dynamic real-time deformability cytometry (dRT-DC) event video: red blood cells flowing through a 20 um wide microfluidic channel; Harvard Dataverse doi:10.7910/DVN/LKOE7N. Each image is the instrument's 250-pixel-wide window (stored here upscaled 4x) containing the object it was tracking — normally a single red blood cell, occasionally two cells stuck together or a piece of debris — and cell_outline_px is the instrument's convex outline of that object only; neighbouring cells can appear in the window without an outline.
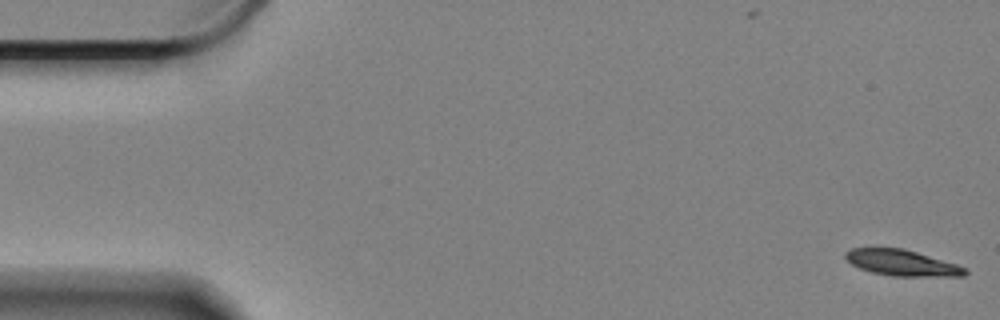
{"species": "Egyptian fruit bat (a non-hibernating species)", "species_latin": "Rousettus aegyptiacus", "temperature_condition": "cold", "stored_images_in_passage": 59, "camera_frame_rate_fps": 3000, "um_per_image_px": 0.085, "animal": {"sex": "female"}, "frame": {"image": 1, "passage_image": 1, "time_ms": 0.0, "image_size_px": [1000, 320], "cell_outline_px": [[968, 272], [964, 276], [892, 276], [872, 272], [860, 268], [852, 264], [844, 256], [844, 252], [852, 248], [900, 248], [916, 252], [956, 264], [968, 268]], "centroid_in_image_um": [76.67, 22.34], "position_along_channel_um": 8.3, "area_um2": 17.92}}
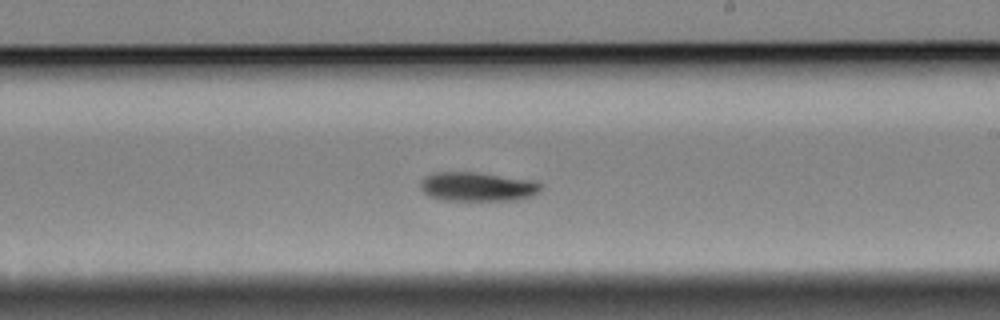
{"frame": {"image": 2, "passage_image": 34, "time_ms": 11.0, "image_size_px": [1000, 320], "cell_outline_px": [[544, 188], [540, 192], [532, 196], [512, 200], [444, 200], [428, 196], [420, 188], [420, 180], [424, 176], [436, 172], [476, 172], [536, 180], [544, 184]], "centroid_in_image_um": [40.63, 15.86], "position_along_channel_um": 248.4, "area_um2": 20.81}}
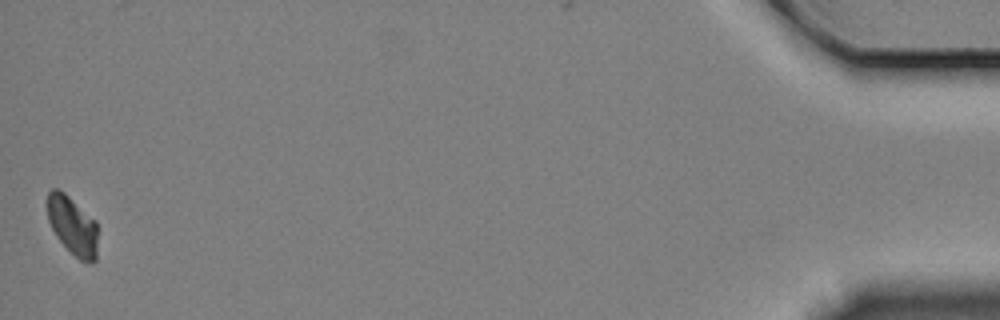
{"frame": {"image": 3, "passage_image": 59, "time_ms": 19.333, "image_size_px": [1000, 320], "cell_outline_px": [[96, 260], [92, 264], [88, 264], [80, 260], [56, 236], [48, 220], [48, 192], [52, 188], [56, 188], [64, 192], [96, 220]], "centroid_in_image_um": [6.18, 19.18], "position_along_channel_um": 429.0, "area_um2": 16.99}, "authors_computed_cell_mechanics": {"area_um2": 19.4208, "velocity_mm_per_s": 3.3138, "shape_relaxation_time_tau1_ms": 1.9555, "shape_relaxation_time_tau2_ms": null, "deformation_change_tau1": 0.0931, "deformation_change_tau2": null}}